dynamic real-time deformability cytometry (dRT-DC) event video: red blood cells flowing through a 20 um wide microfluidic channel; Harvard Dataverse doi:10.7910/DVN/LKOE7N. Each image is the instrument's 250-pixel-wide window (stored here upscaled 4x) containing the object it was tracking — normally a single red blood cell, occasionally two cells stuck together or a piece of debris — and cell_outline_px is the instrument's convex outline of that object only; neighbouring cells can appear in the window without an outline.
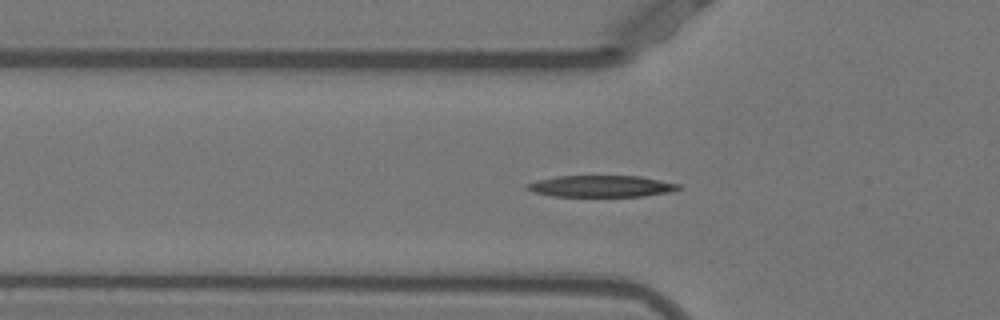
{"species": "Egyptian fruit bat (a non-hibernating species)", "species_latin": "Rousettus aegyptiacus", "temperature_condition": "warm", "stored_images_in_passage": 53, "camera_frame_rate_fps": 3000, "um_per_image_px": 0.085, "animal": {"sex": "female"}, "frame": {"image": 1, "passage_image": 17, "time_ms": 5.333, "image_size_px": [1000, 320], "cell_outline_px": [[684, 188], [672, 192], [644, 196], [552, 196], [536, 192], [524, 188], [528, 184], [536, 180], [556, 176], [640, 176], [680, 184]], "centroid_in_image_um": [51.17, 15.83], "position_along_channel_um": 74.6, "area_um2": 19.07}}
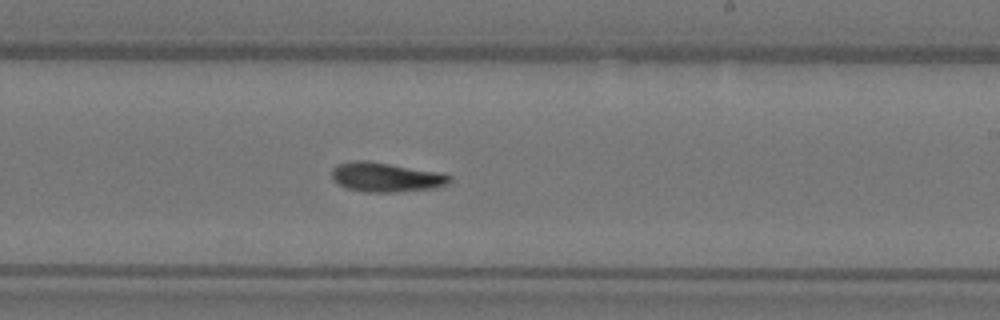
{"frame": {"image": 2, "passage_image": 31, "time_ms": 10.0, "image_size_px": [1000, 320], "cell_outline_px": [[452, 180], [444, 184], [432, 188], [396, 192], [364, 192], [348, 188], [340, 184], [332, 176], [332, 168], [336, 164], [356, 160], [368, 160], [440, 172], [452, 176]], "centroid_in_image_um": [32.8, 15.04], "position_along_channel_um": 256.2, "area_um2": 20.06}}
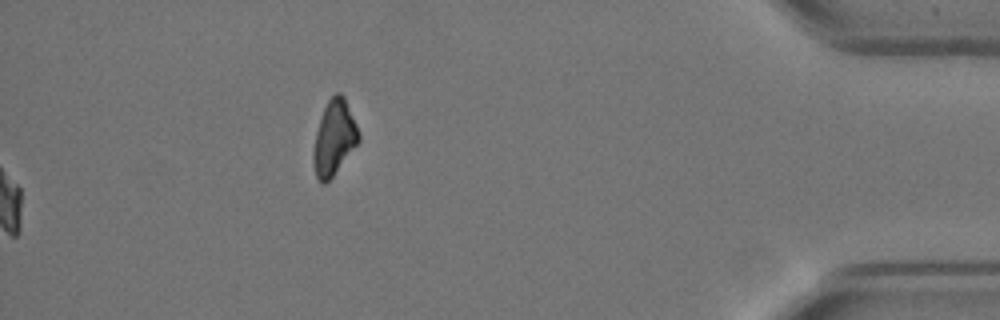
{"frame": {"image": 3, "passage_image": 53, "time_ms": 17.333, "image_size_px": [1000, 320], "cell_outline_px": [[360, 140], [332, 176], [324, 184], [316, 176], [312, 164], [312, 152], [316, 132], [324, 108], [328, 100], [336, 92], [340, 92], [344, 96], [356, 124], [360, 136]], "centroid_in_image_um": [28.38, 11.7], "position_along_channel_um": 406.8, "area_um2": 19.42}, "authors_computed_cell_mechanics": {"area_um2": 19.3052, "velocity_mm_per_s": 3.8744, "shape_relaxation_time_tau1_ms": 4.827, "shape_relaxation_time_tau2_ms": null, "deformation_change_tau1": 0.2176, "deformation_change_tau2": null}}